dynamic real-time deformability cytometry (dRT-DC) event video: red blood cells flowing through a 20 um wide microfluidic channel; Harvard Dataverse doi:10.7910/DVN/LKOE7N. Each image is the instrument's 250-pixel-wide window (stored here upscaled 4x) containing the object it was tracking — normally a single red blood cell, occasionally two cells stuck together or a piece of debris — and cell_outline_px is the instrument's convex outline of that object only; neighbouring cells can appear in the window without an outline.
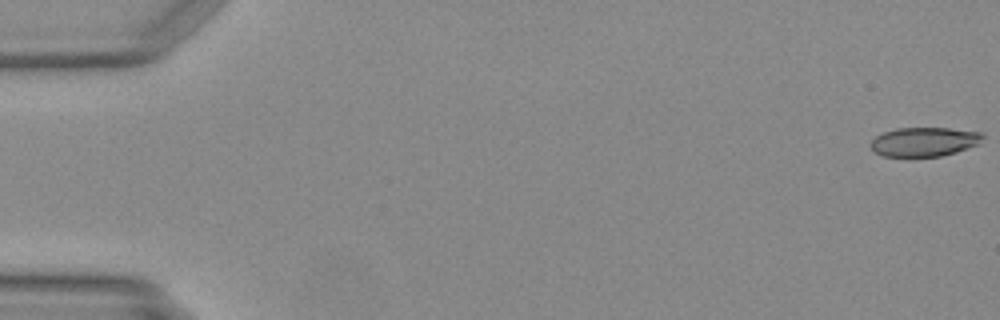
{"species": "Egyptian fruit bat (a non-hibernating species)", "species_latin": "Rousettus aegyptiacus", "temperature_condition": "warm", "stored_images_in_passage": 49, "camera_frame_rate_fps": 3000, "um_per_image_px": 0.085, "animal": {"sex": "female"}, "frame": {"image": 1, "passage_image": 1, "time_ms": 0.0, "image_size_px": [1000, 320], "cell_outline_px": [[984, 136], [980, 144], [956, 152], [940, 156], [884, 156], [876, 152], [872, 148], [872, 140], [876, 136], [884, 132], [896, 128], [948, 128], [980, 132]], "centroid_in_image_um": [78.6, 12.04], "position_along_channel_um": 6.4, "area_um2": 18.84}}
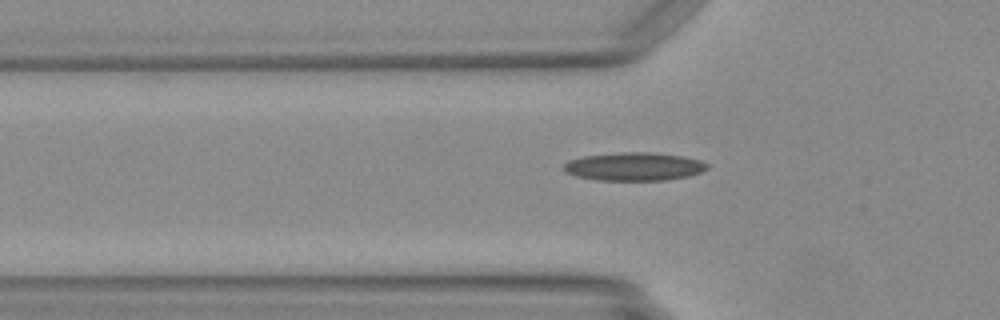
{"frame": {"image": 2, "passage_image": 17, "time_ms": 5.333, "image_size_px": [1000, 320], "cell_outline_px": [[708, 168], [700, 172], [688, 176], [664, 180], [596, 180], [576, 176], [564, 172], [564, 164], [568, 160], [584, 156], [620, 152], [648, 152], [684, 156], [700, 160], [708, 164]], "centroid_in_image_um": [53.88, 14.15], "position_along_channel_um": 71.9, "area_um2": 23.58}}
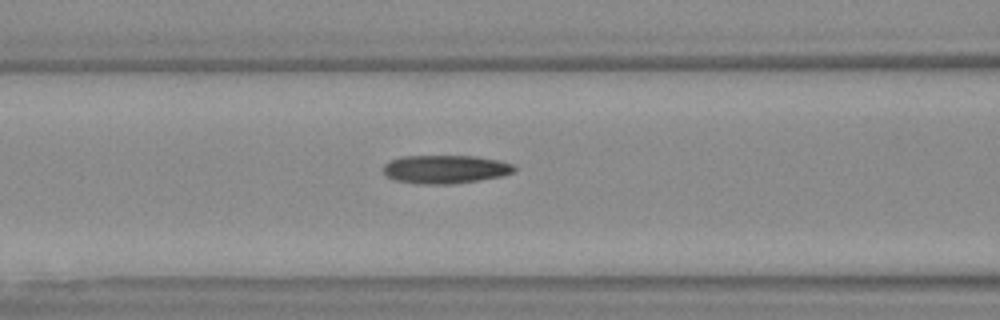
{"frame": {"image": 3, "passage_image": 21, "time_ms": 6.667, "image_size_px": [1000, 320], "cell_outline_px": [[516, 172], [504, 176], [480, 180], [452, 184], [416, 184], [396, 180], [384, 176], [384, 164], [388, 160], [400, 156], [476, 156], [496, 160], [512, 164], [516, 168]], "centroid_in_image_um": [37.83, 14.39], "position_along_channel_um": 128.8, "area_um2": 21.96}}